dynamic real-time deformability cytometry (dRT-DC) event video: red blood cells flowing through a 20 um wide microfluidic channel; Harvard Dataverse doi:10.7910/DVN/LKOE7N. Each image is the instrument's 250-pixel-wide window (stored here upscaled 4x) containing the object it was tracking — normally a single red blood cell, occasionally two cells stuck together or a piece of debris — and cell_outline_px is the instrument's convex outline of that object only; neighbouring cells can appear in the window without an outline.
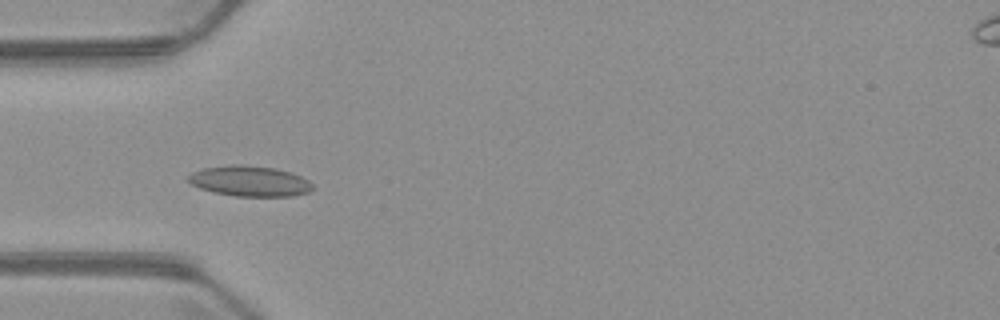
{"species": "common noctule bat (a hibernating species)", "species_latin": "Nyctalus noctula", "temperature_condition": "warm", "stored_images_in_passage": 6, "camera_frame_rate_fps": 3000, "um_per_image_px": 0.085, "animal": {"sex": "male", "body_mass_g": 23.1, "forearm_length_mm": 52.7}, "frame": {"image": 1, "passage_image": 5, "time_ms": 5.667, "image_size_px": [1000, 320], "cell_outline_px": [[316, 188], [308, 192], [292, 196], [236, 196], [216, 192], [200, 188], [192, 184], [188, 180], [188, 176], [192, 172], [204, 168], [232, 164], [240, 164], [276, 168], [292, 172], [308, 180]], "centroid_in_image_um": [21.27, 15.38], "position_along_channel_um": 63.7, "area_um2": 22.08}}
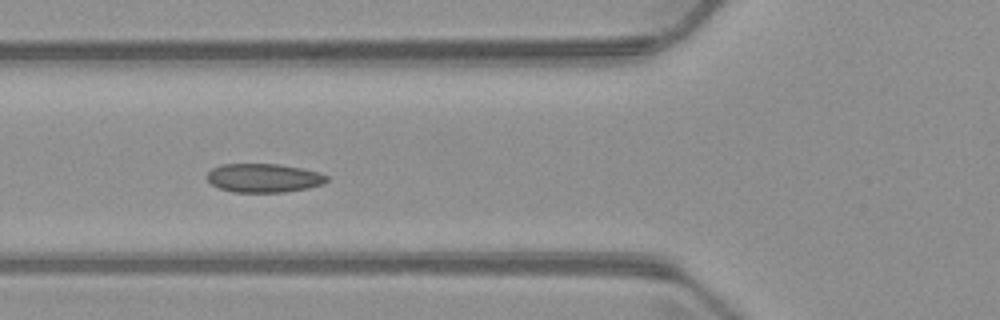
{"frame": {"image": 2, "passage_image": 6, "time_ms": 6.667, "image_size_px": [1000, 320], "cell_outline_px": [[328, 180], [324, 184], [308, 188], [284, 192], [232, 192], [220, 188], [212, 184], [204, 176], [212, 168], [220, 164], [280, 164], [320, 172], [328, 176]], "centroid_in_image_um": [22.41, 15.12], "position_along_channel_um": 103.4, "area_um2": 20.23}}